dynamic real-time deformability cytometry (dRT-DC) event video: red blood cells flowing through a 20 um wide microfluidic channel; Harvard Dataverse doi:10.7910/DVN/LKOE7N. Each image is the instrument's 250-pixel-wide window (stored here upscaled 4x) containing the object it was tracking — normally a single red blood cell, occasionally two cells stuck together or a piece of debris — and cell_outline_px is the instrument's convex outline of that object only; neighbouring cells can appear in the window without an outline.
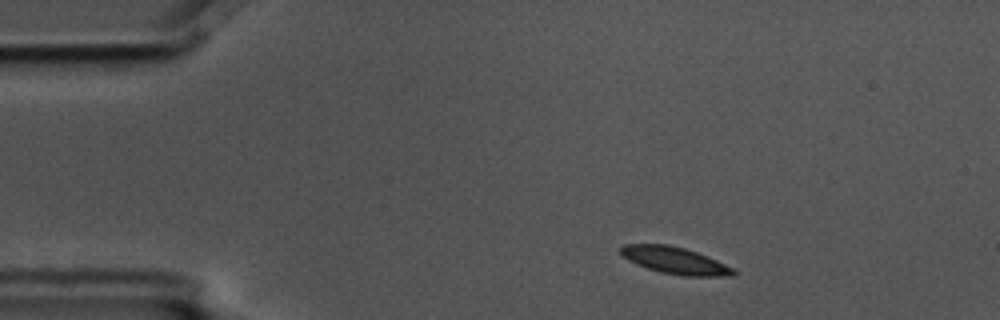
{"species": "common noctule bat (a hibernating species)", "species_latin": "Nyctalus noctula", "temperature_condition": "cold", "stored_images_in_passage": 13, "camera_frame_rate_fps": 3000, "um_per_image_px": 0.085, "animal": {"sex": "male", "body_mass_g": 17.5, "forearm_length_mm": 52.3}, "frame": {"image": 1, "passage_image": 1, "time_ms": 0.0, "image_size_px": [1000, 320], "cell_outline_px": [[736, 276], [684, 276], [660, 272], [636, 264], [628, 260], [620, 252], [620, 248], [624, 244], [668, 244], [684, 248], [708, 256], [732, 268], [736, 272]], "centroid_in_image_um": [57.37, 22.14], "position_along_channel_um": 27.6, "area_um2": 17.57}}
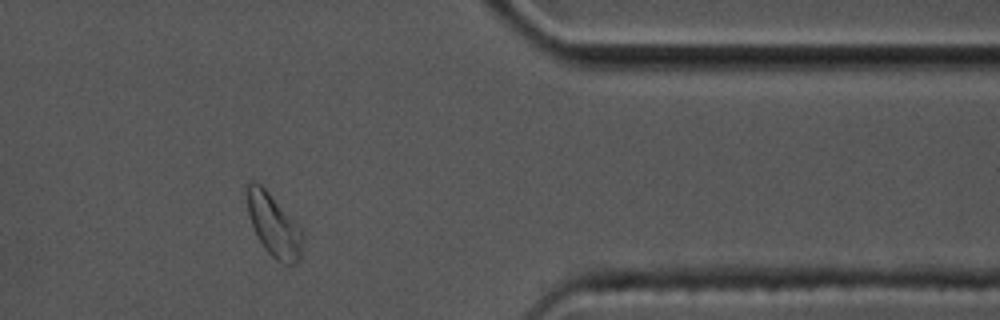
{"frame": {"image": 2, "passage_image": 11, "time_ms": 3.333, "image_size_px": [1000, 320], "cell_outline_px": [[304, 240], [300, 260], [296, 264], [288, 268], [276, 260], [264, 248], [256, 236], [248, 216], [244, 192], [244, 188], [252, 180], [256, 180], [268, 192], [300, 228], [304, 236]], "centroid_in_image_um": [23.24, 19.18], "position_along_channel_um": 388.2, "area_um2": 20.81}}
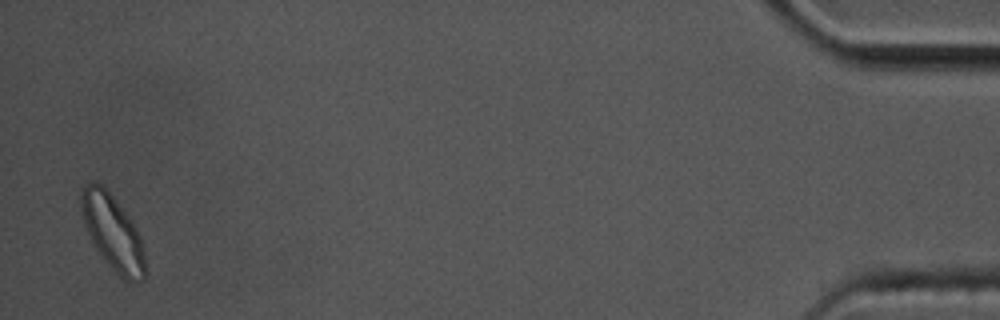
{"frame": {"image": 3, "passage_image": 13, "time_ms": 4.0, "image_size_px": [1000, 320], "cell_outline_px": [[148, 272], [144, 280], [132, 284], [124, 280], [108, 264], [96, 248], [88, 232], [80, 208], [80, 192], [84, 184], [100, 184], [112, 196], [128, 216], [136, 228], [140, 236], [144, 248]], "centroid_in_image_um": [9.64, 19.84], "position_along_channel_um": 425.6, "area_um2": 27.92}}